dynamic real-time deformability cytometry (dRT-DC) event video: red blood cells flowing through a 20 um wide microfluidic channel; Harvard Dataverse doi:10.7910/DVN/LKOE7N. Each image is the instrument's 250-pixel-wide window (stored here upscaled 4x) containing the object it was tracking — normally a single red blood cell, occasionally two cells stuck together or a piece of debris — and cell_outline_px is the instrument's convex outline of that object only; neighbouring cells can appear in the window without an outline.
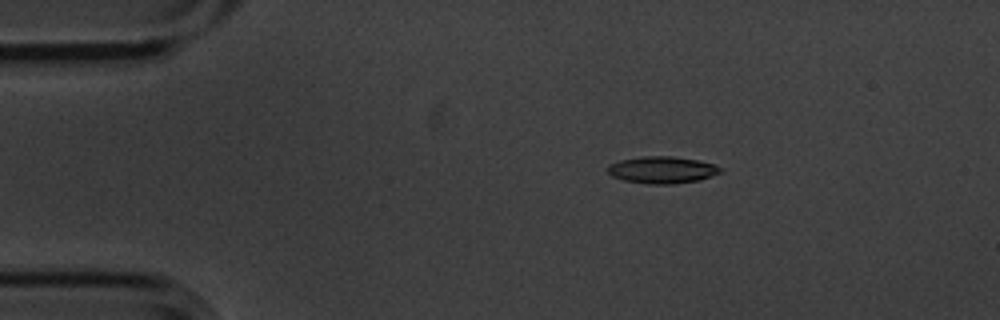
{"species": "common noctule bat (a hibernating species)", "species_latin": "Nyctalus noctula", "temperature_condition": "cold", "stored_images_in_passage": 6, "camera_frame_rate_fps": 3000, "um_per_image_px": 0.085, "animal": {"sex": "male", "body_mass_g": 20.1, "forearm_length_mm": 53.5}, "frame": {"image": 1, "passage_image": 3, "time_ms": 0.667, "image_size_px": [1000, 320], "cell_outline_px": [[720, 172], [696, 180], [672, 184], [652, 184], [624, 180], [612, 176], [608, 172], [608, 164], [620, 160], [640, 156], [672, 156], [700, 160], [712, 164], [720, 168]], "centroid_in_image_um": [56.22, 14.42], "position_along_channel_um": 28.8, "area_um2": 17.4}}
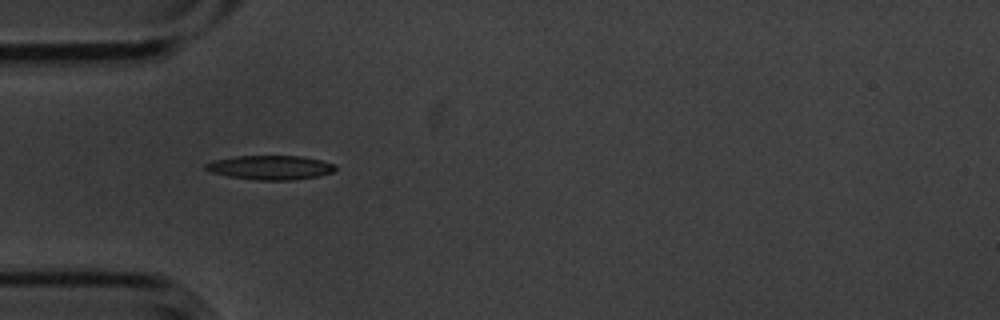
{"frame": {"image": 2, "passage_image": 5, "time_ms": 1.333, "image_size_px": [1000, 320], "cell_outline_px": [[336, 168], [332, 172], [316, 176], [292, 180], [256, 180], [228, 176], [212, 172], [204, 168], [204, 164], [212, 160], [236, 156], [300, 156], [320, 160], [336, 164]], "centroid_in_image_um": [22.95, 14.23], "position_along_channel_um": 62.0, "area_um2": 18.21}}
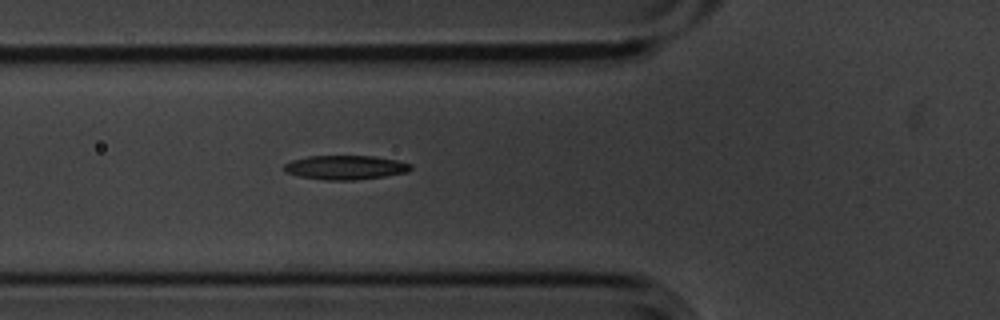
{"frame": {"image": 3, "passage_image": 6, "time_ms": 1.667, "image_size_px": [1000, 320], "cell_outline_px": [[412, 168], [408, 172], [384, 176], [356, 180], [324, 180], [296, 176], [284, 172], [284, 164], [292, 160], [308, 156], [376, 156], [396, 160], [412, 164]], "centroid_in_image_um": [29.34, 14.23], "position_along_channel_um": 96.5, "area_um2": 17.98}}